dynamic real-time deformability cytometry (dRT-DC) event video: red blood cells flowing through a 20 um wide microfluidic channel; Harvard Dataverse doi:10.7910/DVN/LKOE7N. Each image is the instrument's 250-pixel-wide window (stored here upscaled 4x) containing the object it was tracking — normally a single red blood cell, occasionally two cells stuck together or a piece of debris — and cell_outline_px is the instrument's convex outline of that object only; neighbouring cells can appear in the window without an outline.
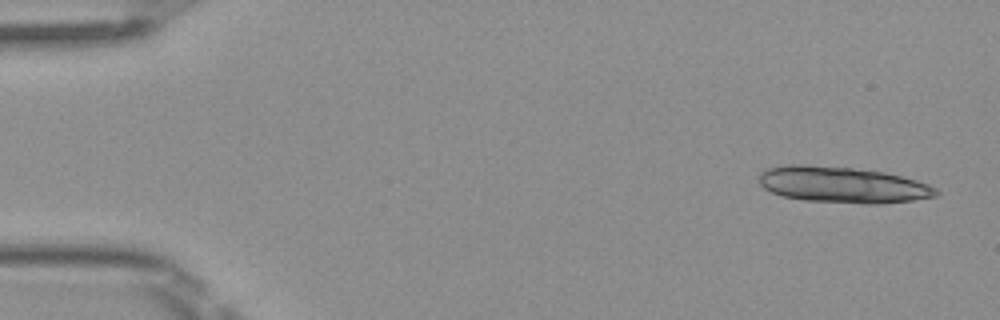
{"species": "Egyptian fruit bat (a non-hibernating species)", "species_latin": "Rousettus aegyptiacus", "temperature_condition": "room temperature", "stored_images_in_passage": 4, "camera_frame_rate_fps": 3000, "um_per_image_px": 0.085, "frame": {"image": 1, "passage_image": 1, "time_ms": 0.0, "image_size_px": [1000, 320], "cell_outline_px": [[940, 192], [936, 196], [912, 200], [880, 204], [864, 204], [804, 200], [784, 196], [772, 192], [764, 188], [760, 184], [760, 172], [764, 168], [788, 164], [804, 164], [852, 168], [884, 172], [916, 180], [928, 184], [936, 188]], "centroid_in_image_um": [71.61, 15.7], "position_along_channel_um": 13.4, "area_um2": 37.34}}